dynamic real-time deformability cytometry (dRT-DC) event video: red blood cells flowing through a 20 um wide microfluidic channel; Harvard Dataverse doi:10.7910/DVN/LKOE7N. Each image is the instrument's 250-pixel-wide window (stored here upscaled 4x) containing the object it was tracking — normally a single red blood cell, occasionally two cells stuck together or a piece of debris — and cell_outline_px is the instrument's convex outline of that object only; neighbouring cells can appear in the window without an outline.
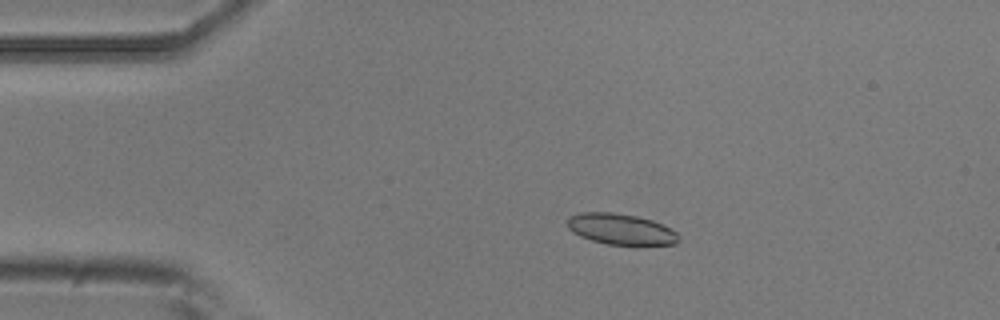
{"species": "common noctule bat (a hibernating species)", "species_latin": "Nyctalus noctula", "temperature_condition": "room temperature", "stored_images_in_passage": 7, "camera_frame_rate_fps": 3000, "um_per_image_px": 0.085, "animal": {"sex": "male", "body_mass_g": 20.5, "forearm_length_mm": 52.5}, "frame": {"image": 1, "passage_image": 2, "time_ms": 1.0, "image_size_px": [1000, 320], "cell_outline_px": [[680, 240], [676, 244], [636, 248], [608, 244], [592, 240], [580, 236], [572, 232], [568, 228], [568, 216], [580, 212], [612, 212], [636, 216], [652, 220], [672, 228], [680, 236]], "centroid_in_image_um": [52.85, 19.53], "position_along_channel_um": 32.1, "area_um2": 20.98}}
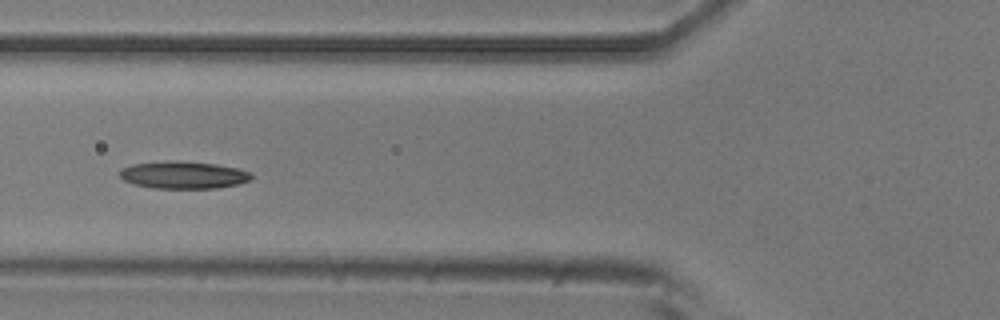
{"frame": {"image": 2, "passage_image": 5, "time_ms": 4.333, "image_size_px": [1000, 320], "cell_outline_px": [[252, 176], [248, 180], [236, 184], [216, 188], [156, 188], [136, 184], [124, 180], [120, 176], [120, 168], [132, 164], [168, 160], [216, 164], [236, 168], [248, 172]], "centroid_in_image_um": [15.53, 14.86], "position_along_channel_um": 110.3, "area_um2": 20.63}}
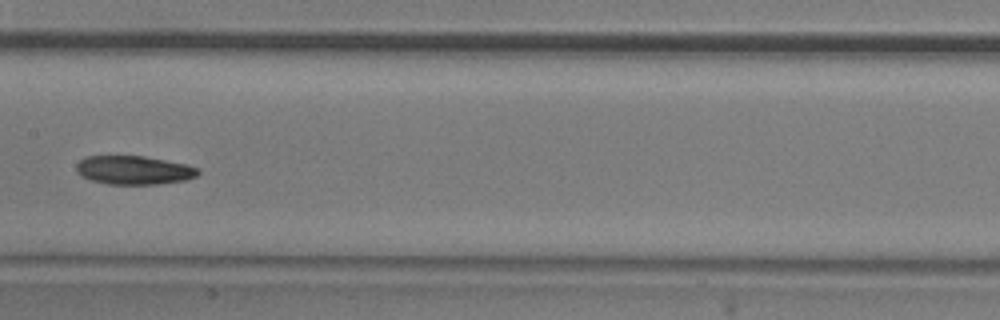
{"frame": {"image": 3, "passage_image": 7, "time_ms": 6.667, "image_size_px": [1000, 320], "cell_outline_px": [[200, 172], [196, 176], [188, 180], [160, 184], [108, 184], [92, 180], [80, 176], [76, 172], [76, 164], [80, 160], [88, 156], [144, 156], [188, 164], [200, 168]], "centroid_in_image_um": [11.42, 14.46], "position_along_channel_um": 196.0, "area_um2": 20.58}}